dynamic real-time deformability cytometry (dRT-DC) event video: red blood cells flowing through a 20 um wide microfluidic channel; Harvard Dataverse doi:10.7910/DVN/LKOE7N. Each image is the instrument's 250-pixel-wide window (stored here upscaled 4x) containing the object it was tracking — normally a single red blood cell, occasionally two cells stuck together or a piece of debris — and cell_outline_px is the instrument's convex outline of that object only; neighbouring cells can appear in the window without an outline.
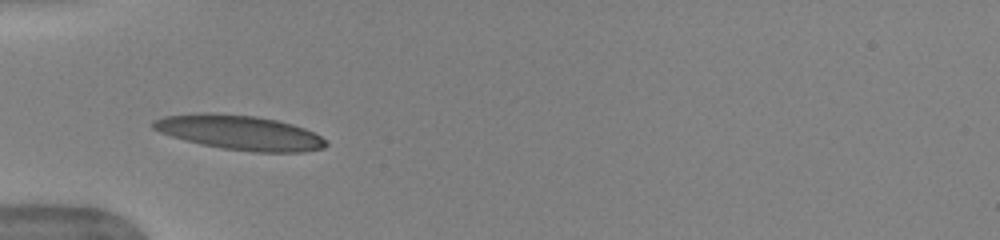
{"species": "human", "species_latin": "Homo sapiens", "temperature_condition": "warm", "stored_images_in_passage": 25, "camera_frame_rate_fps": 3000, "um_per_image_px": 0.085, "donor": {"sex": "female"}, "frame": {"image": 1, "passage_image": 1, "time_ms": 0.0, "image_size_px": [1000, 240], "cell_outline_px": [[328, 144], [324, 148], [304, 152], [256, 152], [224, 148], [200, 144], [184, 140], [160, 132], [152, 128], [152, 120], [164, 116], [204, 112], [212, 112], [256, 116], [276, 120], [292, 124], [304, 128], [320, 136]], "centroid_in_image_um": [20.35, 11.26], "position_along_channel_um": 64.7, "area_um2": 34.8}}
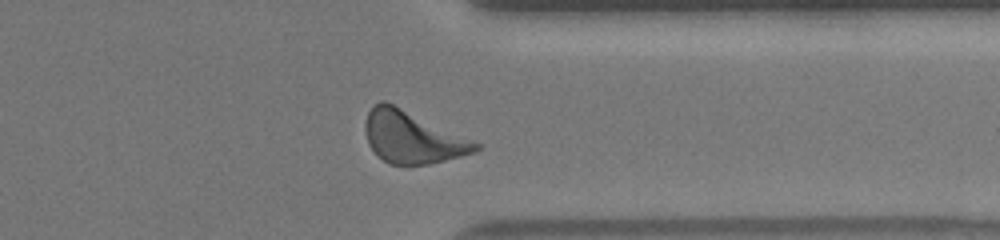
{"frame": {"image": 2, "passage_image": 22, "time_ms": 7.0, "image_size_px": [1000, 240], "cell_outline_px": [[480, 148], [476, 152], [428, 164], [408, 168], [388, 164], [376, 156], [368, 144], [364, 128], [364, 124], [368, 112], [372, 104], [380, 100], [384, 100], [472, 140], [480, 144]], "centroid_in_image_um": [34.97, 11.7], "position_along_channel_um": 376.4, "area_um2": 33.76}, "authors_computed_cell_mechanics": {"area_um2": 32.1368, "velocity_mm_per_s": 4.0242, "shape_relaxation_time_tau1_ms": 2.5467, "shape_relaxation_time_tau2_ms": 1.0059, "deformation_change_tau1": 0.1455, "deformation_change_tau2": 0.0835}}